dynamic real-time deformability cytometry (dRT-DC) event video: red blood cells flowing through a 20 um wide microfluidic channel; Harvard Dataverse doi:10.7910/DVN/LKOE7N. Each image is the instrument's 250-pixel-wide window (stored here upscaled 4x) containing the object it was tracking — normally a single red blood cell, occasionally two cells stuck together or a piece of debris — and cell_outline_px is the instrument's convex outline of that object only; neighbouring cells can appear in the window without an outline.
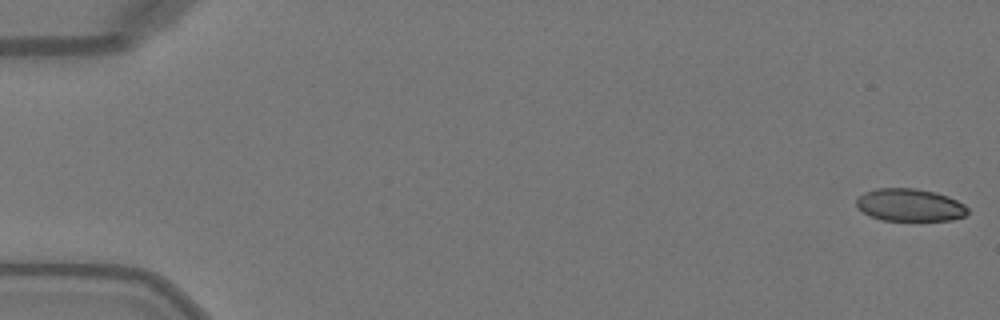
{"species": "Egyptian fruit bat (a non-hibernating species)", "species_latin": "Rousettus aegyptiacus", "temperature_condition": "warm", "stored_images_in_passage": 10, "camera_frame_rate_fps": 3000, "um_per_image_px": 0.085, "animal": {"sex": "female"}, "frame": {"image": 1, "passage_image": 1, "time_ms": 0.0, "image_size_px": [1000, 320], "cell_outline_px": [[968, 212], [964, 216], [944, 220], [888, 220], [876, 216], [860, 208], [860, 204], [872, 192], [888, 188], [900, 188], [928, 192], [944, 196], [960, 204]], "centroid_in_image_um": [77.46, 17.47], "position_along_channel_um": 7.5, "area_um2": 18.67}}